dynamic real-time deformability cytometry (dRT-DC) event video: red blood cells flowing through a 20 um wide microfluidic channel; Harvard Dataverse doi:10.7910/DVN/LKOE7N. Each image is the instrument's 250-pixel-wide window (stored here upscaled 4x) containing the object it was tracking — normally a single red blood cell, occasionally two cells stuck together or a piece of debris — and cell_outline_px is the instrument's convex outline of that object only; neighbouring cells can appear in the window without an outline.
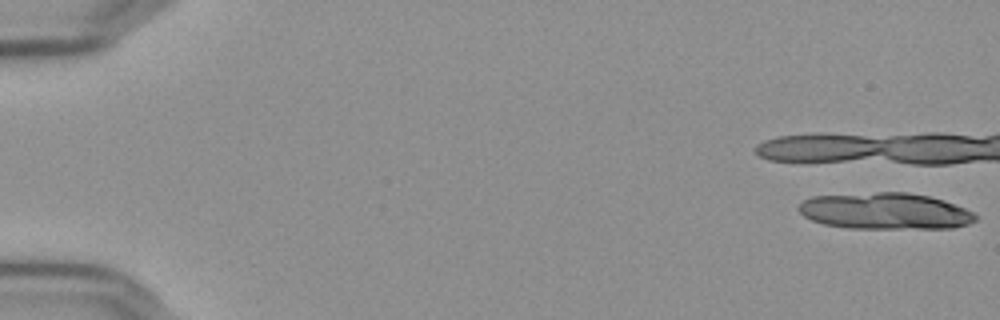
{"species": "Egyptian fruit bat (a non-hibernating species)", "species_latin": "Rousettus aegyptiacus", "temperature_condition": "cold", "stored_images_in_passage": 8, "camera_frame_rate_fps": 3000, "um_per_image_px": 0.085, "frame": {"image": 1, "passage_image": 1, "time_ms": 0.0, "image_size_px": [1000, 320], "cell_outline_px": [[976, 220], [968, 224], [952, 228], [848, 228], [824, 224], [812, 220], [804, 216], [796, 208], [804, 200], [812, 196], [876, 192], [908, 192], [928, 196], [944, 200], [964, 208], [972, 212], [976, 216]], "centroid_in_image_um": [75.22, 17.94], "position_along_channel_um": 9.8, "area_um2": 37.51}}